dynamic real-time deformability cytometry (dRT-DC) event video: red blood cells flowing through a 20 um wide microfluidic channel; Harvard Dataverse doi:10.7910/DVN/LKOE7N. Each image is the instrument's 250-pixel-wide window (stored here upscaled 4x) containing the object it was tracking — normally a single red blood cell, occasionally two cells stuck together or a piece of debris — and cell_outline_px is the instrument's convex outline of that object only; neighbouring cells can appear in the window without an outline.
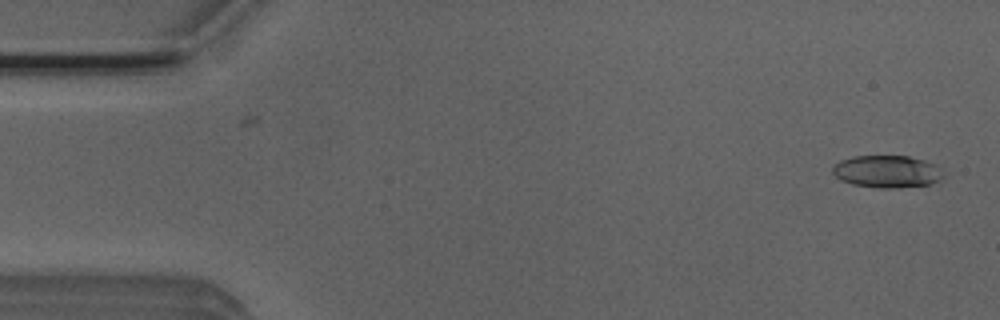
{"species": "Egyptian fruit bat (a non-hibernating species)", "species_latin": "Rousettus aegyptiacus", "temperature_condition": "room temperature", "stored_images_in_passage": 50, "camera_frame_rate_fps": 3000, "um_per_image_px": 0.085, "animal": {"sex": "male"}, "frame": {"image": 1, "passage_image": 1, "time_ms": 0.0, "image_size_px": [1000, 320], "cell_outline_px": [[944, 176], [940, 180], [928, 184], [900, 188], [876, 188], [852, 184], [840, 180], [832, 172], [832, 168], [840, 160], [852, 156], [908, 156], [924, 160], [936, 164], [944, 172]], "centroid_in_image_um": [75.41, 14.58], "position_along_channel_um": 9.6, "area_um2": 21.04}}
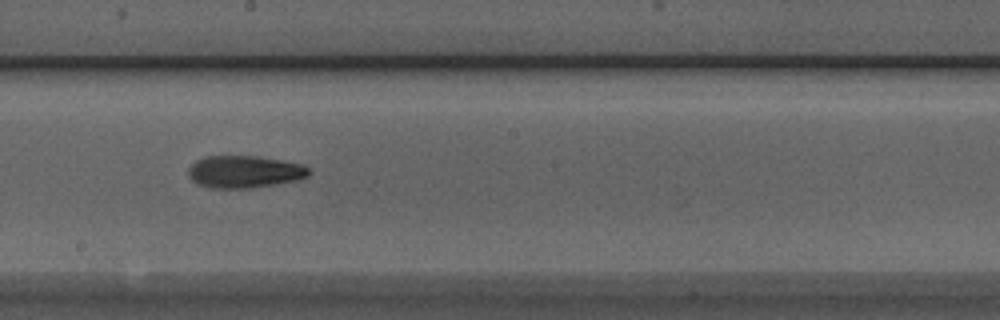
{"frame": {"image": 2, "passage_image": 27, "time_ms": 8.667, "image_size_px": [1000, 320], "cell_outline_px": [[312, 172], [308, 176], [300, 180], [248, 188], [212, 188], [196, 184], [188, 176], [188, 168], [196, 160], [204, 156], [256, 156], [304, 164]], "centroid_in_image_um": [20.78, 14.6], "position_along_channel_um": 227.4, "area_um2": 22.83}}
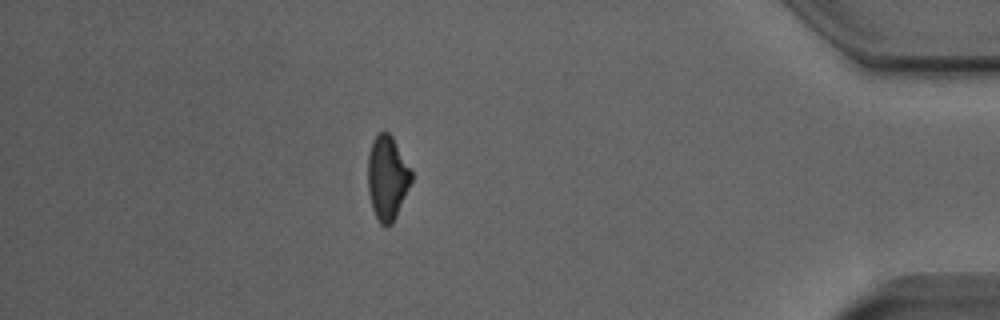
{"frame": {"image": 3, "passage_image": 44, "time_ms": 14.333, "image_size_px": [1000, 320], "cell_outline_px": [[412, 180], [396, 216], [392, 224], [380, 224], [372, 208], [368, 192], [368, 156], [372, 140], [376, 132], [388, 132], [392, 136], [412, 172]], "centroid_in_image_um": [32.9, 15.08], "position_along_channel_um": 402.3, "area_um2": 21.15}, "authors_computed_cell_mechanics": {"area_um2": 21.6172, "velocity_mm_per_s": 3.9386, "shape_relaxation_time_tau1_ms": 8.9546, "shape_relaxation_time_tau2_ms": 3.3667, "deformation_change_tau1": 0.2057, "deformation_change_tau2": 0.1215}}